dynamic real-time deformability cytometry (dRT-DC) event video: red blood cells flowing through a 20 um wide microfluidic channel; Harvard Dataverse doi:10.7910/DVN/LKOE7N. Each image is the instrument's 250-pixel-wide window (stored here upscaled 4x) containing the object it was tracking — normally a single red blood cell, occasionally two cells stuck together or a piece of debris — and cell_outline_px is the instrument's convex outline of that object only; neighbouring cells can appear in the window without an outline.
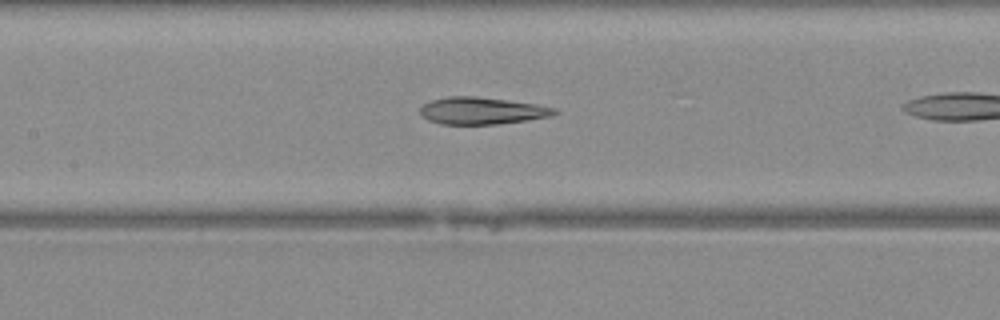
{"species": "Egyptian fruit bat (a non-hibernating species)", "species_latin": "Rousettus aegyptiacus", "temperature_condition": "warm", "stored_images_in_passage": 11, "camera_frame_rate_fps": 3000, "um_per_image_px": 0.085, "animal": {"sex": "female"}, "frame": {"image": 1, "passage_image": 8, "time_ms": 2.333, "image_size_px": [1000, 320], "cell_outline_px": [[560, 112], [548, 116], [524, 120], [496, 124], [444, 124], [428, 120], [420, 112], [420, 108], [424, 104], [432, 100], [448, 96], [476, 96], [536, 104], [556, 108]], "centroid_in_image_um": [40.95, 9.4], "position_along_channel_um": 166.5, "area_um2": 20.87}}
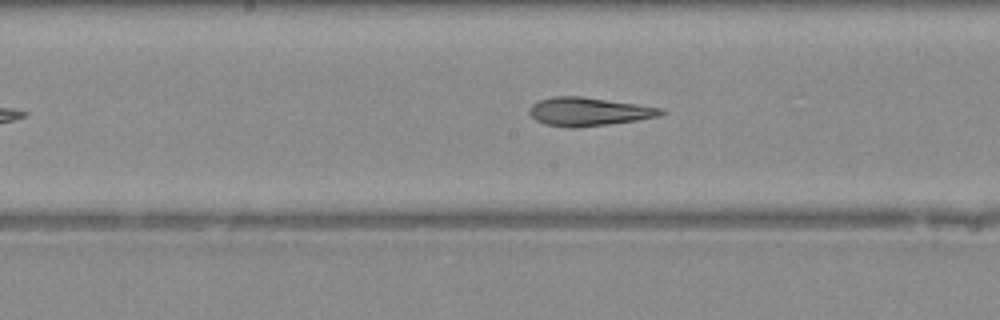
{"frame": {"image": 2, "passage_image": 10, "time_ms": 3.0, "image_size_px": [1000, 320], "cell_outline_px": [[668, 112], [660, 116], [636, 120], [608, 124], [576, 128], [572, 128], [544, 124], [536, 120], [528, 112], [528, 108], [532, 104], [540, 100], [552, 96], [580, 96], [636, 104], [660, 108]], "centroid_in_image_um": [50.01, 9.49], "position_along_channel_um": 198.2, "area_um2": 21.73}}